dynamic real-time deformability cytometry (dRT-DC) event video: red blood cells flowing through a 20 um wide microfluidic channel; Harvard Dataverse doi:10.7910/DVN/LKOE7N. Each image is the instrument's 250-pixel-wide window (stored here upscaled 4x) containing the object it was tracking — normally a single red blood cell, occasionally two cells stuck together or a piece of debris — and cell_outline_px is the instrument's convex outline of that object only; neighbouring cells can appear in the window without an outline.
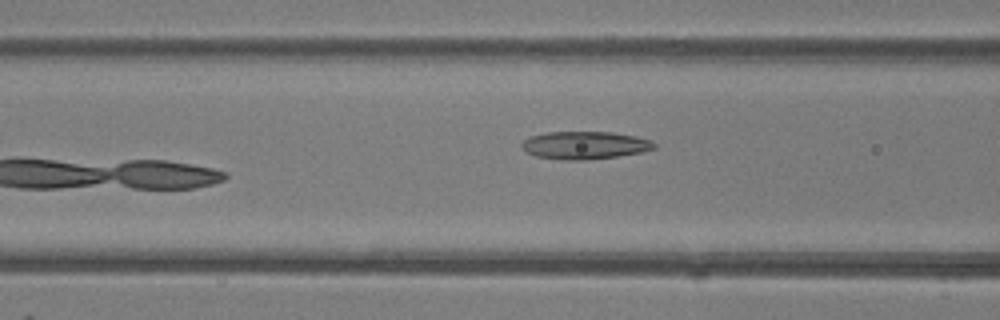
{"species": "common noctule bat (a hibernating species)", "species_latin": "Nyctalus noctula", "temperature_condition": "room temperature", "stored_images_in_passage": 7, "camera_frame_rate_fps": 3000, "um_per_image_px": 0.085, "animal": {"sex": "female"}, "frame": {"image": 1, "passage_image": 6, "time_ms": 1.667, "image_size_px": [1000, 320], "cell_outline_px": [[656, 148], [640, 152], [616, 156], [588, 160], [560, 160], [536, 156], [520, 148], [520, 144], [524, 140], [532, 136], [544, 132], [612, 132], [636, 136], [652, 140], [656, 144]], "centroid_in_image_um": [49.7, 12.34], "position_along_channel_um": 116.9, "area_um2": 21.5}}
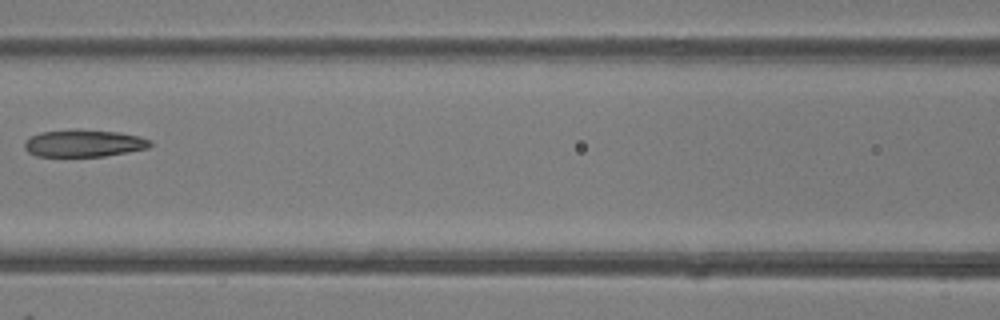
{"frame": {"image": 2, "passage_image": 7, "time_ms": 2.0, "image_size_px": [1000, 320], "cell_outline_px": [[152, 144], [148, 148], [128, 152], [104, 156], [36, 156], [28, 152], [24, 148], [24, 140], [40, 132], [76, 128], [120, 132], [140, 136], [152, 140]], "centroid_in_image_um": [7.13, 12.16], "position_along_channel_um": 159.5, "area_um2": 20.29}}